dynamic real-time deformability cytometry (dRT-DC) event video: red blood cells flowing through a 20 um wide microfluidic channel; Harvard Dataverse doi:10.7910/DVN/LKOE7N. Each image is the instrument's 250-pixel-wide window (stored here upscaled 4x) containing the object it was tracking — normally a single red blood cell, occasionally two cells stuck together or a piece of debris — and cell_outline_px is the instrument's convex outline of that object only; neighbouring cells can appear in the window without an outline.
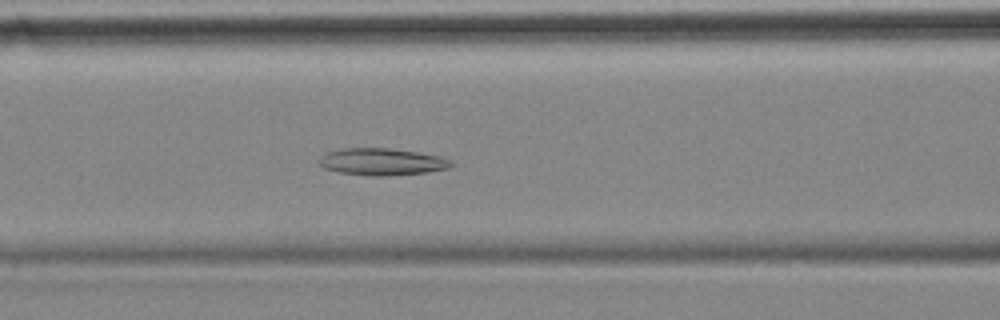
{"species": "common noctule bat (a hibernating species)", "species_latin": "Nyctalus noctula", "temperature_condition": "cold", "stored_images_in_passage": 57, "camera_frame_rate_fps": 3000, "um_per_image_px": 0.085, "animal": {"sex": "female", "body_mass_g": 18.4}, "frame": {"image": 1, "passage_image": 23, "time_ms": 7.333, "image_size_px": [1000, 320], "cell_outline_px": [[456, 164], [448, 168], [428, 172], [388, 176], [372, 176], [340, 172], [324, 168], [316, 164], [316, 160], [320, 156], [328, 152], [340, 148], [388, 148], [416, 152], [436, 156], [448, 160]], "centroid_in_image_um": [32.39, 13.75], "position_along_channel_um": 134.2, "area_um2": 20.81}}
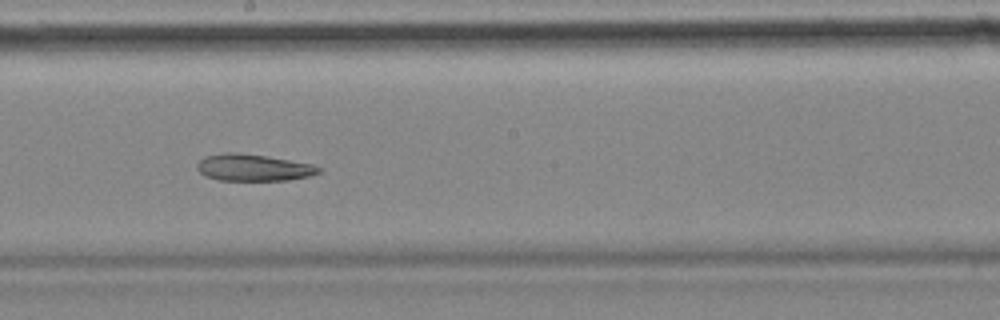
{"frame": {"image": 2, "passage_image": 31, "time_ms": 10.0, "image_size_px": [1000, 320], "cell_outline_px": [[324, 168], [320, 172], [308, 176], [288, 180], [220, 180], [204, 176], [196, 168], [196, 164], [204, 156], [224, 152], [236, 152], [268, 156], [312, 164]], "centroid_in_image_um": [21.52, 14.23], "position_along_channel_um": 226.7, "area_um2": 19.13}}
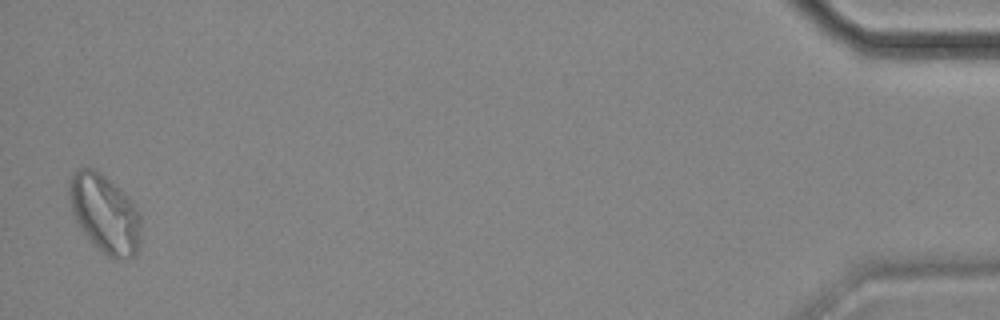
{"frame": {"image": 3, "passage_image": 56, "time_ms": 18.333, "image_size_px": [1000, 320], "cell_outline_px": [[140, 240], [136, 256], [112, 260], [100, 252], [92, 244], [80, 228], [72, 212], [68, 196], [68, 180], [72, 172], [80, 168], [92, 168], [100, 172], [120, 188], [132, 200], [140, 216]], "centroid_in_image_um": [8.88, 18.17], "position_along_channel_um": 426.3, "area_um2": 33.35}, "authors_computed_cell_mechanics": {"area_um2": 25.4898, "velocity_mm_per_s": 3.4887, "shape_relaxation_time_tau1_ms": null, "shape_relaxation_time_tau2_ms": 10.0868, "deformation_change_tau1": null, "deformation_change_tau2": 0.1618}}